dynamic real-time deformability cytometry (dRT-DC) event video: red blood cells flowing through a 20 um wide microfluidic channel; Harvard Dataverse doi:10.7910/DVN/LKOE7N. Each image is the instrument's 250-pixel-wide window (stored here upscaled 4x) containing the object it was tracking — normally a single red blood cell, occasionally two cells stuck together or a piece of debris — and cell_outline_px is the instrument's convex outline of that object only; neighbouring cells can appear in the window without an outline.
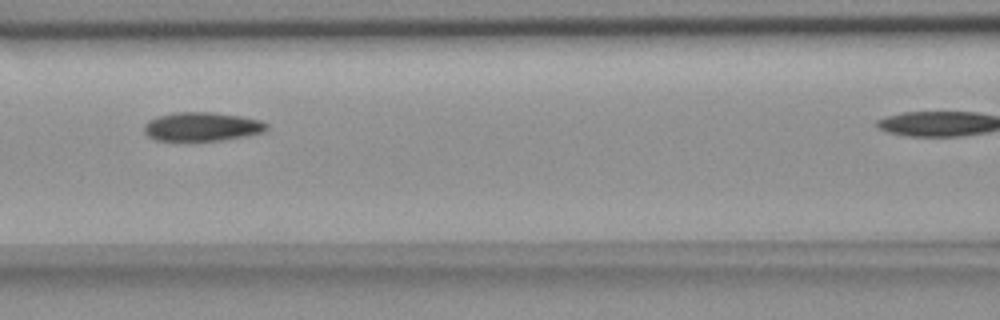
{"species": "common noctule bat (a hibernating species)", "species_latin": "Nyctalus noctula", "temperature_condition": "room temperature", "stored_images_in_passage": 14, "camera_frame_rate_fps": 3000, "um_per_image_px": 0.085, "animal": {"sex": "female", "body_mass_g": 18.4}, "frame": {"image": 1, "passage_image": 5, "time_ms": 4.333, "image_size_px": [1000, 320], "cell_outline_px": [[268, 128], [264, 132], [224, 140], [156, 140], [148, 136], [144, 132], [144, 124], [148, 120], [160, 116], [176, 112], [212, 112], [240, 116], [260, 120], [268, 124]], "centroid_in_image_um": [17.17, 10.76], "position_along_channel_um": 149.4, "area_um2": 20.46}}
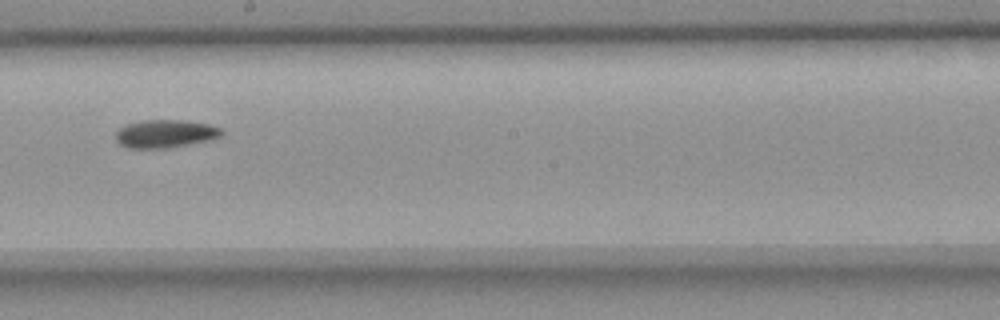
{"frame": {"image": 2, "passage_image": 8, "time_ms": 9.0, "image_size_px": [1000, 320], "cell_outline_px": [[224, 132], [220, 136], [212, 140], [168, 148], [128, 148], [120, 144], [116, 140], [116, 132], [124, 124], [144, 120], [184, 120], [208, 124], [220, 128]], "centroid_in_image_um": [14.05, 11.37], "position_along_channel_um": 234.2, "area_um2": 17.4}}
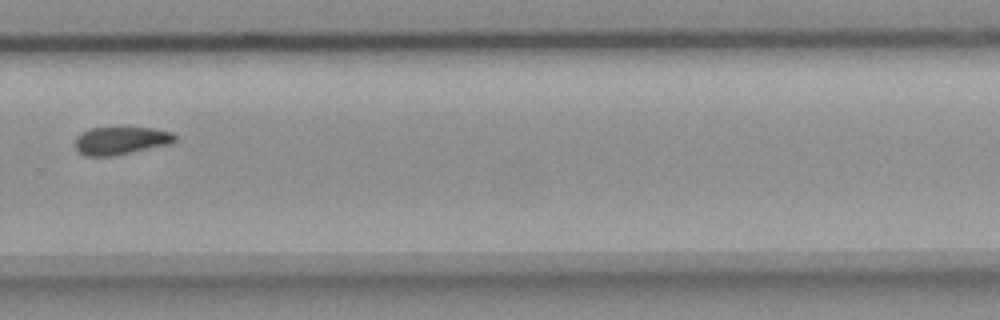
{"frame": {"image": 3, "passage_image": 10, "time_ms": 11.333, "image_size_px": [1000, 320], "cell_outline_px": [[176, 140], [168, 144], [112, 156], [88, 156], [80, 152], [76, 148], [76, 136], [80, 132], [88, 128], [116, 124], [124, 124], [152, 128], [172, 132], [176, 136]], "centroid_in_image_um": [10.24, 11.87], "position_along_channel_um": 319.6, "area_um2": 16.99}}